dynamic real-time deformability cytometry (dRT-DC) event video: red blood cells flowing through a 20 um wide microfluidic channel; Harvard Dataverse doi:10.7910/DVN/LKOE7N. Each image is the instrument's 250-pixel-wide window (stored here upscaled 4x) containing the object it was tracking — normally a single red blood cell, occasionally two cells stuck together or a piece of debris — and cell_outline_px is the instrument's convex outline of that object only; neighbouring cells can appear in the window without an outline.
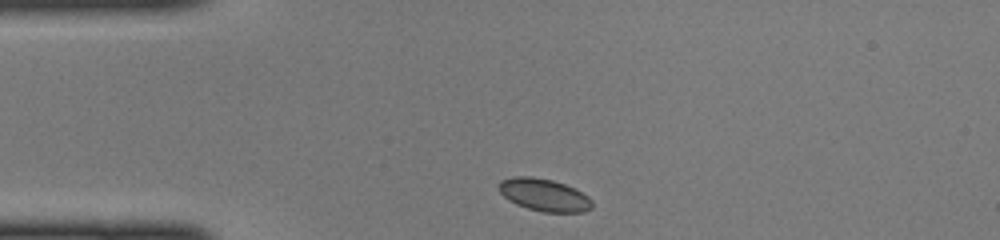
{"species": "common noctule bat (a hibernating species)", "species_latin": "Nyctalus noctula", "temperature_condition": "cold", "stored_images_in_passage": 38, "camera_frame_rate_fps": 3000, "um_per_image_px": 0.085, "animal": {"sex": "female", "body_mass_g": 22.0, "forearm_length_mm": 56.7}, "frame": {"image": 1, "passage_image": 1, "time_ms": 0.0, "image_size_px": [1000, 240], "cell_outline_px": [[592, 208], [584, 212], [544, 212], [528, 208], [516, 204], [508, 200], [500, 192], [496, 184], [500, 180], [512, 176], [532, 176], [552, 180], [576, 188], [588, 196], [592, 200]], "centroid_in_image_um": [46.23, 16.55], "position_along_channel_um": 38.8, "area_um2": 17.86}}
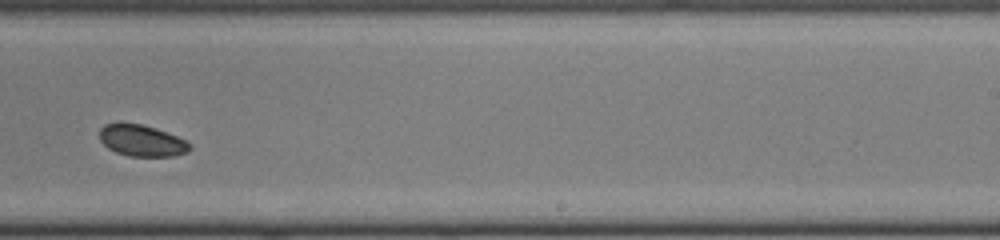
{"frame": {"image": 2, "passage_image": 20, "time_ms": 6.333, "image_size_px": [1000, 240], "cell_outline_px": [[192, 148], [188, 152], [172, 156], [128, 156], [116, 152], [108, 148], [100, 140], [100, 128], [104, 124], [140, 124], [156, 128], [176, 136], [192, 144]], "centroid_in_image_um": [12.07, 11.97], "position_along_channel_um": 276.9, "area_um2": 16.36}}
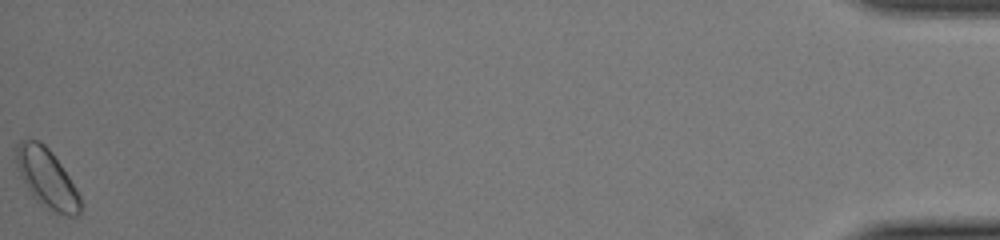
{"frame": {"image": 3, "passage_image": 38, "time_ms": 12.333, "image_size_px": [1000, 240], "cell_outline_px": [[84, 204], [80, 212], [76, 216], [68, 216], [48, 212], [32, 196], [16, 168], [16, 144], [20, 140], [40, 140], [52, 152], [76, 188]], "centroid_in_image_um": [3.99, 15.2], "position_along_channel_um": 431.2, "area_um2": 22.43}}